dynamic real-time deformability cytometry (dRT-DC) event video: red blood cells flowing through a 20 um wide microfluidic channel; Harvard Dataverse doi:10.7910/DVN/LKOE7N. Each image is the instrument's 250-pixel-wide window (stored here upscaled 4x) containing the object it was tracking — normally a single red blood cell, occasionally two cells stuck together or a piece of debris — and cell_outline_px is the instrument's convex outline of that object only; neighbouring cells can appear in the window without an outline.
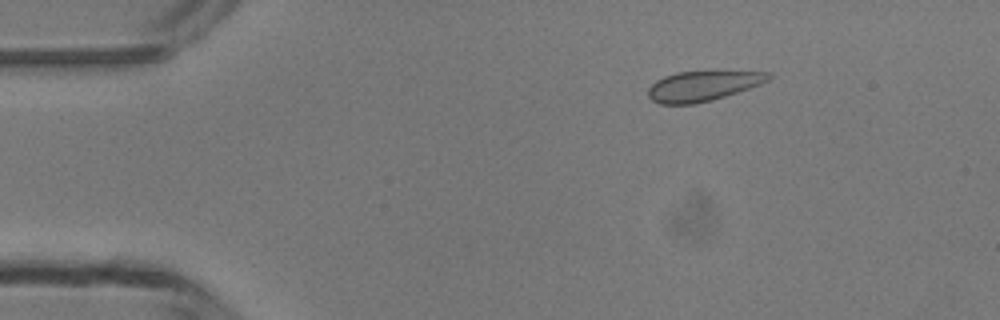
{"species": "common noctule bat (a hibernating species)", "species_latin": "Nyctalus noctula", "temperature_condition": "room temperature", "stored_images_in_passage": 42, "camera_frame_rate_fps": 3000, "um_per_image_px": 0.085, "animal": {"sex": "male", "body_mass_g": 13.3}, "frame": {"image": 1, "passage_image": 1, "time_ms": 0.0, "image_size_px": [1000, 320], "cell_outline_px": [[772, 76], [768, 80], [760, 84], [712, 100], [696, 104], [660, 104], [652, 100], [648, 96], [648, 88], [656, 80], [664, 76], [676, 72], [712, 68], [716, 68], [772, 72]], "centroid_in_image_um": [59.79, 7.23], "position_along_channel_um": 25.2, "area_um2": 22.2}}
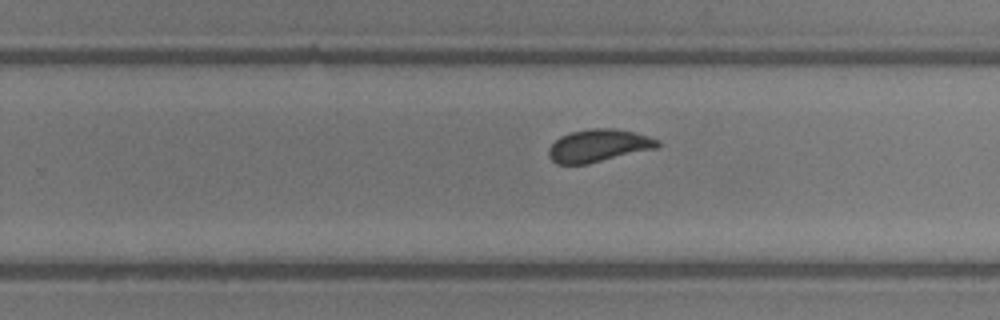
{"frame": {"image": 2, "passage_image": 24, "time_ms": 7.667, "image_size_px": [1000, 320], "cell_outline_px": [[660, 144], [656, 148], [588, 164], [556, 164], [548, 156], [548, 148], [560, 136], [572, 132], [588, 128], [612, 128], [636, 132], [660, 140]], "centroid_in_image_um": [50.87, 12.37], "position_along_channel_um": 278.9, "area_um2": 20.75}}
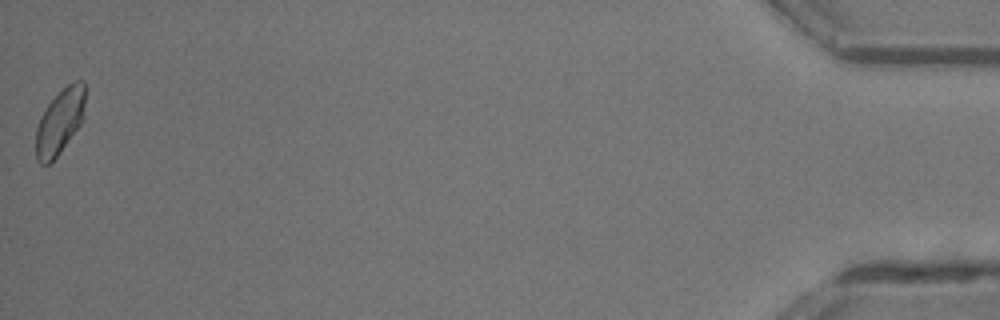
{"frame": {"image": 3, "passage_image": 42, "time_ms": 13.667, "image_size_px": [1000, 320], "cell_outline_px": [[84, 120], [60, 152], [48, 164], [40, 164], [36, 160], [36, 128], [40, 116], [48, 104], [68, 84], [76, 80], [84, 80]], "centroid_in_image_um": [5.08, 10.34], "position_along_channel_um": 430.1, "area_um2": 18.61}, "authors_computed_cell_mechanics": {"area_um2": 20.7791, "velocity_mm_per_s": 4.2223, "shape_relaxation_time_tau1_ms": 3.8289, "shape_relaxation_time_tau2_ms": null, "deformation_change_tau1": 0.0682, "deformation_change_tau2": null}}